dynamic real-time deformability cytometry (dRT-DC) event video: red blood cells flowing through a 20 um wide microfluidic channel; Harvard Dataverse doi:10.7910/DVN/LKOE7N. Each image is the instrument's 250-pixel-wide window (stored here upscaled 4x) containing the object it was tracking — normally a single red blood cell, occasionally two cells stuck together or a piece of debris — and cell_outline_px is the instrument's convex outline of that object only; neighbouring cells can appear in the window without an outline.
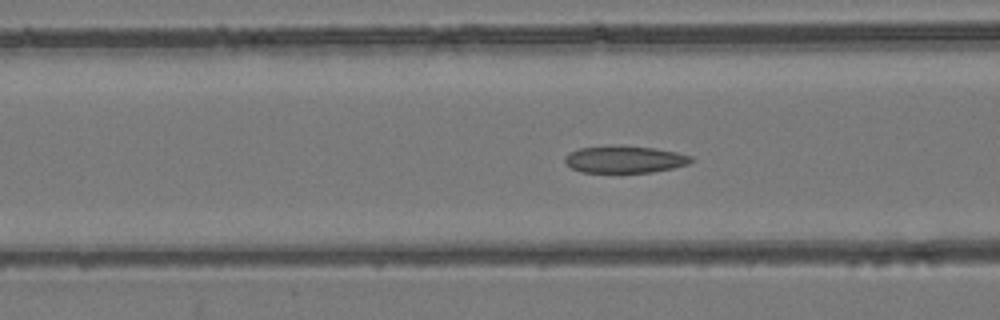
{"species": "common noctule bat (a hibernating species)", "species_latin": "Nyctalus noctula", "temperature_condition": "room temperature", "stored_images_in_passage": 54, "camera_frame_rate_fps": 3000, "um_per_image_px": 0.085, "animal": {"sex": "female", "body_mass_g": 24.6, "forearm_length_mm": 56.2}, "frame": {"image": 1, "passage_image": 22, "time_ms": 7.0, "image_size_px": [1000, 320], "cell_outline_px": [[696, 160], [688, 164], [672, 168], [652, 172], [580, 172], [572, 168], [564, 160], [564, 156], [568, 152], [580, 148], [620, 144], [624, 144], [656, 148], [676, 152], [692, 156]], "centroid_in_image_um": [53.11, 13.52], "position_along_channel_um": 113.5, "area_um2": 20.29}}
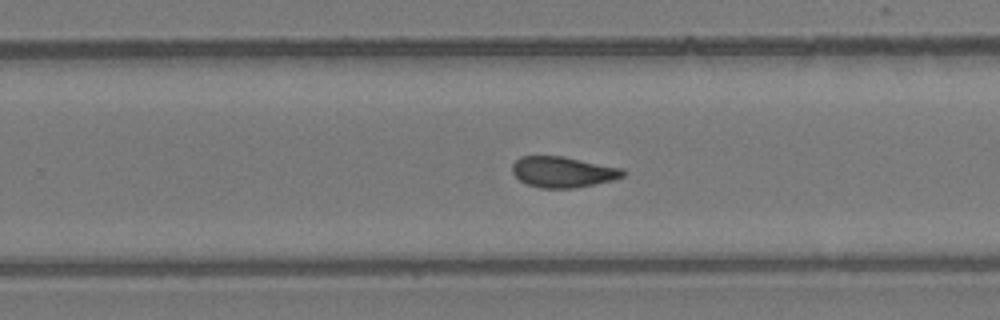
{"frame": {"image": 2, "passage_image": 35, "time_ms": 11.333, "image_size_px": [1000, 320], "cell_outline_px": [[624, 176], [612, 180], [572, 188], [540, 188], [528, 184], [520, 180], [512, 172], [512, 164], [520, 156], [564, 156], [624, 168]], "centroid_in_image_um": [47.84, 14.6], "position_along_channel_um": 282.0, "area_um2": 19.83}}
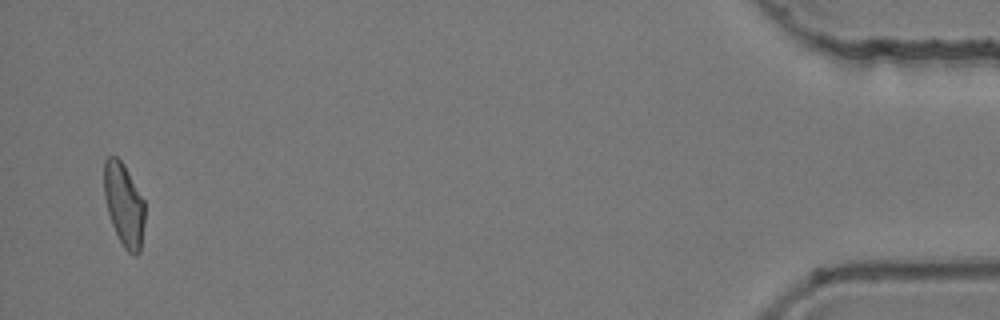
{"frame": {"image": 3, "passage_image": 53, "time_ms": 17.333, "image_size_px": [1000, 320], "cell_outline_px": [[144, 224], [140, 252], [136, 256], [128, 252], [124, 248], [112, 224], [108, 212], [104, 196], [104, 160], [108, 156], [116, 156], [124, 164], [144, 200]], "centroid_in_image_um": [10.54, 17.39], "position_along_channel_um": 424.7, "area_um2": 19.65}, "authors_computed_cell_mechanics": {"area_um2": 20.3456, "velocity_mm_per_s": 3.8939, "shape_relaxation_time_tau1_ms": null, "shape_relaxation_time_tau2_ms": 2.0485, "deformation_change_tau1": null, "deformation_change_tau2": 0.0885}}